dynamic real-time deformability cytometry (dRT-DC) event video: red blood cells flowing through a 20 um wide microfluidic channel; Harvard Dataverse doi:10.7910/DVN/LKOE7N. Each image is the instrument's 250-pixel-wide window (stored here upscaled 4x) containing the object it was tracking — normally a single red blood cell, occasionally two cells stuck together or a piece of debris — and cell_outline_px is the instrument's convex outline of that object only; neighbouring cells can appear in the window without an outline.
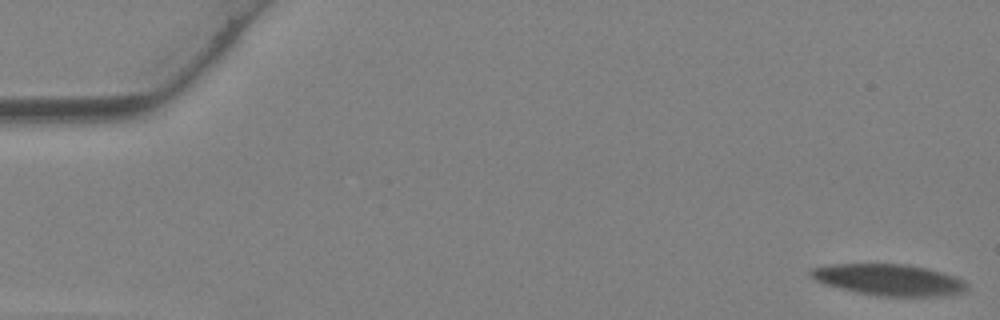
{"species": "Egyptian fruit bat (a non-hibernating species)", "species_latin": "Rousettus aegyptiacus", "temperature_condition": "warm", "stored_images_in_passage": 17, "camera_frame_rate_fps": 3000, "um_per_image_px": 0.085, "animal": {"sex": "female"}, "frame": {"image": 1, "passage_image": 1, "time_ms": 0.0, "image_size_px": [1000, 320], "cell_outline_px": [[968, 288], [964, 292], [932, 296], [880, 296], [856, 292], [824, 284], [808, 276], [808, 268], [832, 264], [908, 264], [956, 276], [964, 280], [968, 284]], "centroid_in_image_um": [75.51, 23.77], "position_along_channel_um": 9.5, "area_um2": 28.55}}